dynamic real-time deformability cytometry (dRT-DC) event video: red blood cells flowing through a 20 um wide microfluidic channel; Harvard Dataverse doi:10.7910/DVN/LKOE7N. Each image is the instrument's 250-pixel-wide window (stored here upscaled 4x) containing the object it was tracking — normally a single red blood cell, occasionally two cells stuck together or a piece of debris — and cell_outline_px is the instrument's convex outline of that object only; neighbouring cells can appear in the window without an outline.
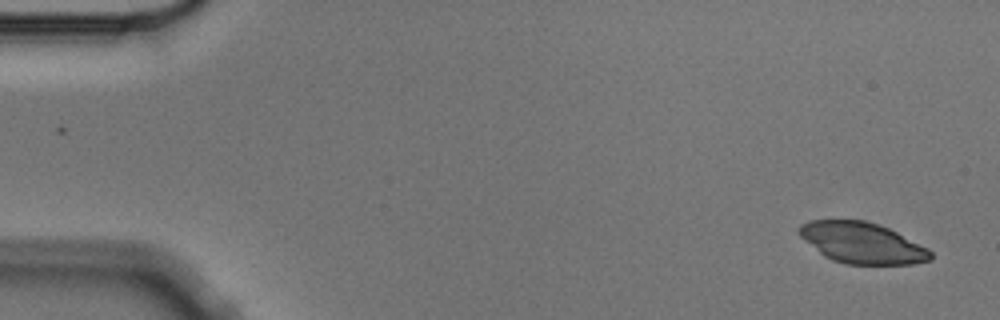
{"species": "Egyptian fruit bat (a non-hibernating species)", "species_latin": "Rousettus aegyptiacus", "temperature_condition": "cold", "stored_images_in_passage": 5, "camera_frame_rate_fps": 3000, "um_per_image_px": 0.085, "animal": {"sex": "male"}, "frame": {"image": 1, "passage_image": 1, "time_ms": 0.0, "image_size_px": [1000, 320], "cell_outline_px": [[932, 260], [912, 264], [844, 264], [832, 260], [824, 256], [804, 240], [796, 232], [796, 228], [800, 224], [808, 220], [864, 220], [888, 228], [928, 248], [932, 252]], "centroid_in_image_um": [73.24, 20.65], "position_along_channel_um": 11.8, "area_um2": 31.44}}